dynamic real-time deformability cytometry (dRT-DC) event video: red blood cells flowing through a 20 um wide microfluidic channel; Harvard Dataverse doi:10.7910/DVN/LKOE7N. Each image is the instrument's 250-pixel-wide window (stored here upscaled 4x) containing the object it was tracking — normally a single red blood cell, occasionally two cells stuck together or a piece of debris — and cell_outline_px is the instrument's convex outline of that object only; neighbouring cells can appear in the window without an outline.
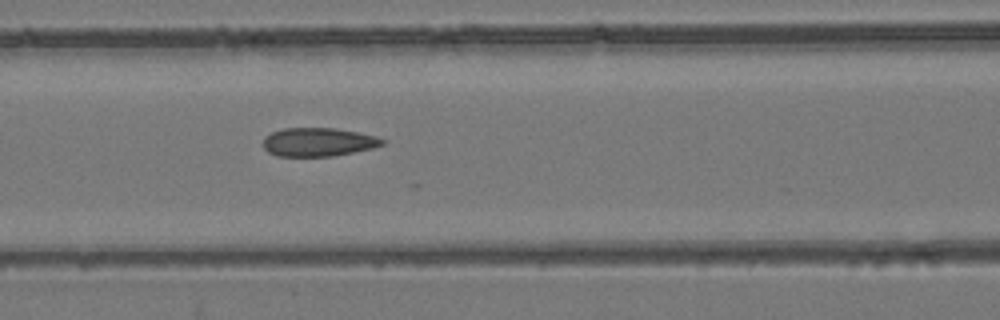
{"species": "common noctule bat (a hibernating species)", "species_latin": "Nyctalus noctula", "temperature_condition": "room temperature", "stored_images_in_passage": 19, "camera_frame_rate_fps": 3000, "um_per_image_px": 0.085, "animal": {"sex": "female", "body_mass_g": 24.6, "forearm_length_mm": 56.2}, "frame": {"image": 1, "passage_image": 12, "time_ms": 3.667, "image_size_px": [1000, 320], "cell_outline_px": [[388, 140], [384, 144], [372, 148], [332, 156], [276, 156], [268, 152], [264, 148], [264, 136], [272, 132], [284, 128], [336, 128], [376, 136]], "centroid_in_image_um": [27.05, 12.07], "position_along_channel_um": 139.5, "area_um2": 19.83}}
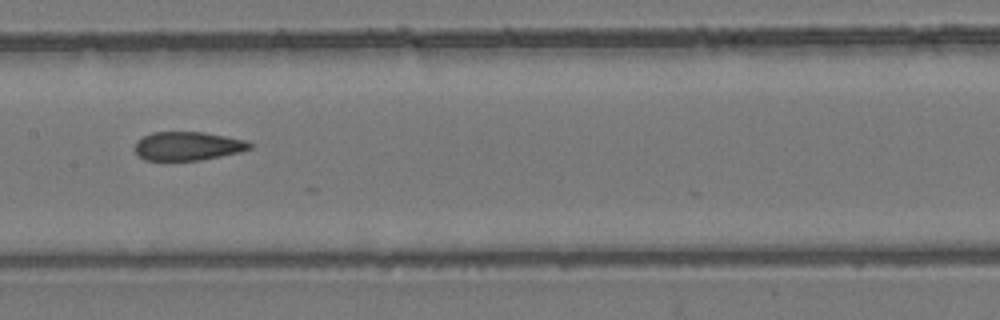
{"frame": {"image": 2, "passage_image": 16, "time_ms": 5.0, "image_size_px": [1000, 320], "cell_outline_px": [[252, 148], [240, 152], [200, 160], [144, 160], [136, 152], [136, 140], [152, 132], [204, 132], [244, 140], [252, 144]], "centroid_in_image_um": [15.95, 12.41], "position_along_channel_um": 191.4, "area_um2": 19.02}}